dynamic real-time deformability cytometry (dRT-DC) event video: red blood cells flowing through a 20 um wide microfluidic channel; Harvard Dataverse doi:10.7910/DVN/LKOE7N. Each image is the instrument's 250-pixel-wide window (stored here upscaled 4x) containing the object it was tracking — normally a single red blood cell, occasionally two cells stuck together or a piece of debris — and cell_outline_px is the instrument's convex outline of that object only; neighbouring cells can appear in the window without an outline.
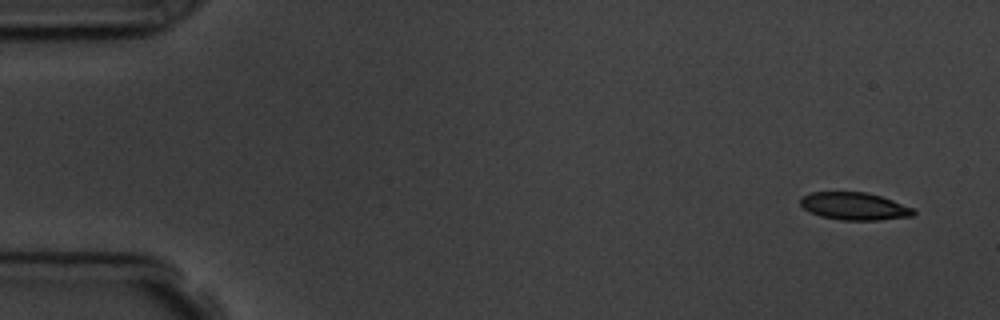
{"species": "common noctule bat (a hibernating species)", "species_latin": "Nyctalus noctula", "temperature_condition": "room temperature", "stored_images_in_passage": 10, "camera_frame_rate_fps": 3000, "um_per_image_px": 0.085, "animal": {"sex": "male", "body_mass_g": 19.5, "forearm_length_mm": 54.6}, "frame": {"image": 1, "passage_image": 1, "time_ms": 0.0, "image_size_px": [1000, 320], "cell_outline_px": [[916, 212], [912, 216], [880, 220], [840, 220], [820, 216], [808, 212], [800, 204], [800, 196], [812, 192], [864, 192], [880, 196], [892, 200], [912, 208]], "centroid_in_image_um": [72.57, 17.53], "position_along_channel_um": 12.4, "area_um2": 18.15}}
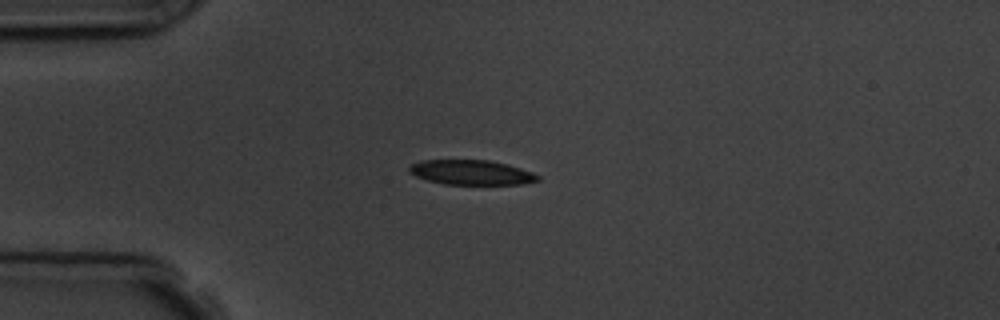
{"frame": {"image": 2, "passage_image": 4, "time_ms": 3.667, "image_size_px": [1000, 320], "cell_outline_px": [[540, 180], [524, 184], [444, 184], [428, 180], [416, 176], [408, 172], [408, 168], [412, 164], [420, 160], [488, 160], [508, 164], [532, 172], [540, 176]], "centroid_in_image_um": [40.07, 14.65], "position_along_channel_um": 44.9, "area_um2": 18.55}}